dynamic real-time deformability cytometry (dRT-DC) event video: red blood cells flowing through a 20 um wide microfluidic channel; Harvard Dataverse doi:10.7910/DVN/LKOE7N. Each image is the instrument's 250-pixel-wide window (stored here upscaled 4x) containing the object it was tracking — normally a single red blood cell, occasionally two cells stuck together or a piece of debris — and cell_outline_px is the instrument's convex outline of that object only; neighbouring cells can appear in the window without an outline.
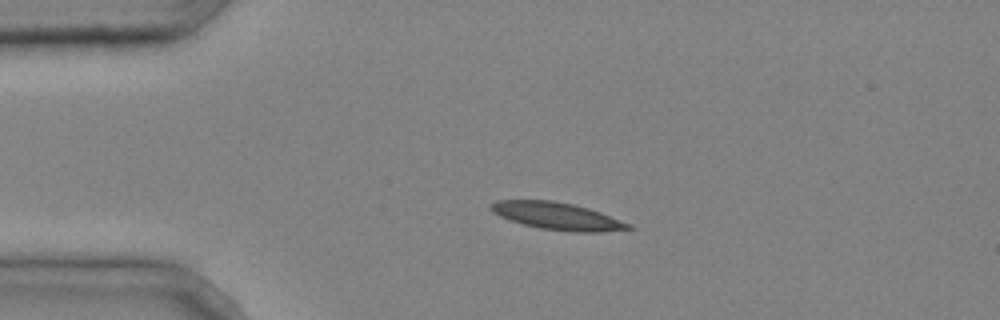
{"species": "common noctule bat (a hibernating species)", "species_latin": "Nyctalus noctula", "temperature_condition": "cold", "stored_images_in_passage": 4, "camera_frame_rate_fps": 3000, "um_per_image_px": 0.085, "animal": {"sex": "male", "body_mass_g": 20.4}, "frame": {"image": 1, "passage_image": 2, "time_ms": 0.333, "image_size_px": [1000, 320], "cell_outline_px": [[636, 228], [596, 232], [576, 232], [540, 228], [524, 224], [500, 216], [492, 212], [488, 208], [488, 204], [496, 200], [552, 200], [572, 204], [588, 208], [600, 212], [632, 224]], "centroid_in_image_um": [47.35, 18.35], "position_along_channel_um": 37.6, "area_um2": 21.79}}